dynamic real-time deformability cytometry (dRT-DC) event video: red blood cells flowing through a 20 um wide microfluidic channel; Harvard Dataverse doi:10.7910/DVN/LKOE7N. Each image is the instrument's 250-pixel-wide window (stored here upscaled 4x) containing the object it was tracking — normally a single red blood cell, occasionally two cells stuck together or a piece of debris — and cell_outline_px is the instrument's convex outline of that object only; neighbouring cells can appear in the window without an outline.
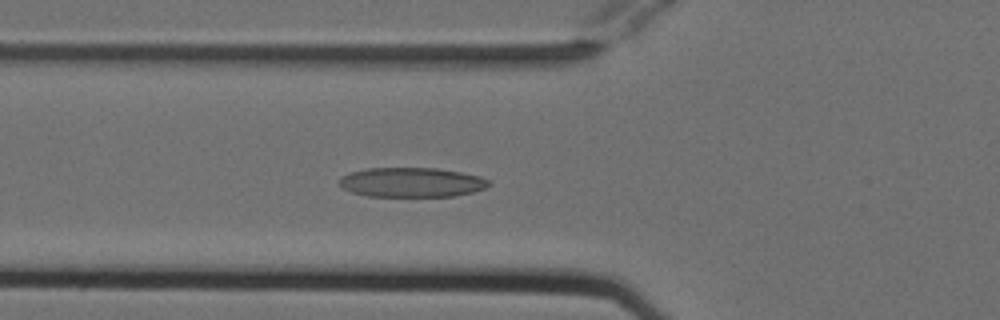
{"species": "Egyptian fruit bat (a non-hibernating species)", "species_latin": "Rousettus aegyptiacus", "temperature_condition": "cold", "stored_images_in_passage": 54, "camera_frame_rate_fps": 3000, "um_per_image_px": 0.085, "animal": {"sex": "female"}, "frame": {"image": 1, "passage_image": 20, "time_ms": 6.333, "image_size_px": [1000, 320], "cell_outline_px": [[492, 184], [484, 188], [472, 192], [452, 196], [368, 196], [352, 192], [344, 188], [336, 180], [340, 176], [348, 172], [368, 168], [436, 168], [460, 172], [480, 176], [488, 180]], "centroid_in_image_um": [34.95, 15.49], "position_along_channel_um": 90.9, "area_um2": 25.78}}
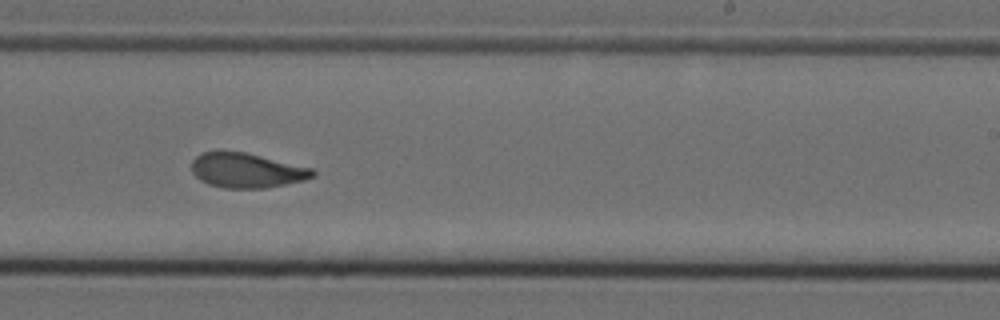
{"frame": {"image": 2, "passage_image": 34, "time_ms": 11.0, "image_size_px": [1000, 320], "cell_outline_px": [[316, 176], [304, 180], [264, 188], [224, 188], [208, 184], [200, 180], [192, 172], [192, 160], [196, 156], [204, 152], [244, 152], [312, 168], [316, 172]], "centroid_in_image_um": [20.97, 14.5], "position_along_channel_um": 268.0, "area_um2": 24.22}}
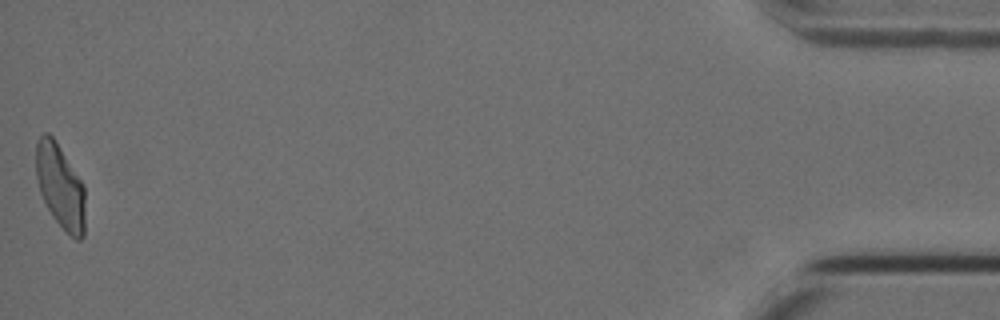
{"frame": {"image": 3, "passage_image": 54, "time_ms": 17.667, "image_size_px": [1000, 320], "cell_outline_px": [[84, 236], [80, 240], [76, 240], [52, 216], [40, 192], [36, 176], [36, 144], [40, 136], [44, 132], [48, 132], [52, 136], [84, 184]], "centroid_in_image_um": [5.12, 15.82], "position_along_channel_um": 430.1, "area_um2": 23.76}, "authors_computed_cell_mechanics": {"area_um2": 25.0274, "velocity_mm_per_s": 3.7806, "shape_relaxation_time_tau1_ms": 7.3484, "shape_relaxation_time_tau2_ms": 1.7256, "deformation_change_tau1": 0.2045, "deformation_change_tau2": 0.0874}}